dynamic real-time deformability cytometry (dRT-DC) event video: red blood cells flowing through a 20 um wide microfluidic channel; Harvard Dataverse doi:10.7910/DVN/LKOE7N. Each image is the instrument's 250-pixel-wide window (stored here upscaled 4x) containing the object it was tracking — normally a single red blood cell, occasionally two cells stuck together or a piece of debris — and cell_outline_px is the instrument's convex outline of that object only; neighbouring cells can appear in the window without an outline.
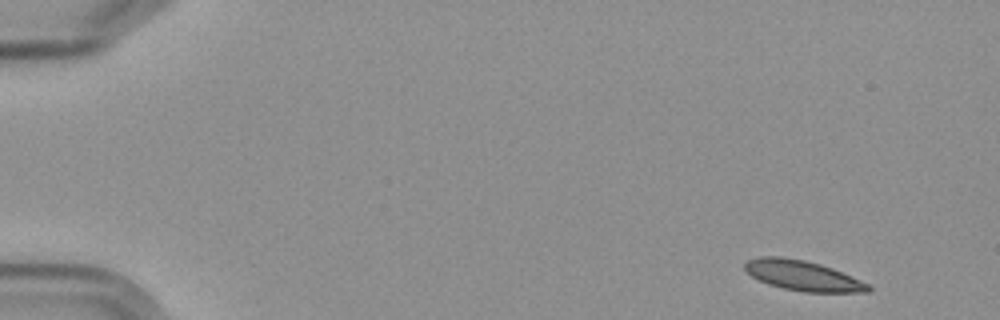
{"species": "Egyptian fruit bat (a non-hibernating species)", "species_latin": "Rousettus aegyptiacus", "temperature_condition": "cold", "stored_images_in_passage": 6, "camera_frame_rate_fps": 3000, "um_per_image_px": 0.085, "frame": {"image": 1, "passage_image": 1, "time_ms": 0.0, "image_size_px": [1000, 320], "cell_outline_px": [[872, 288], [868, 292], [804, 292], [784, 288], [768, 284], [752, 276], [744, 268], [744, 264], [748, 260], [760, 256], [780, 256], [804, 260], [820, 264], [832, 268], [868, 284]], "centroid_in_image_um": [68.21, 23.42], "position_along_channel_um": 16.8, "area_um2": 21.39}}
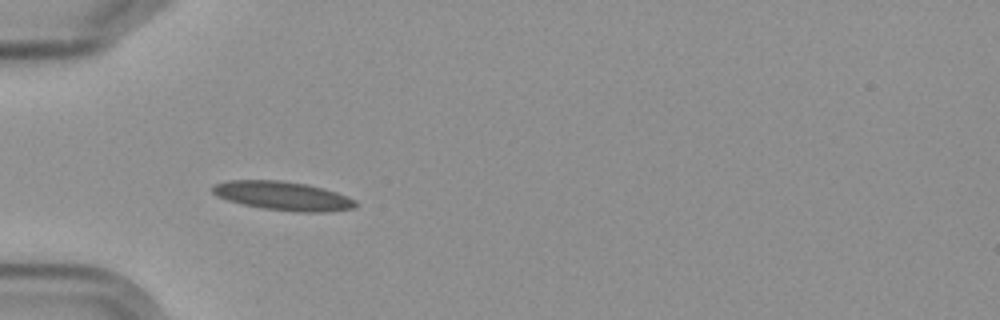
{"frame": {"image": 2, "passage_image": 5, "time_ms": 4.667, "image_size_px": [1000, 320], "cell_outline_px": [[356, 208], [328, 212], [296, 212], [264, 208], [244, 204], [228, 200], [216, 196], [212, 192], [212, 184], [228, 180], [280, 180], [308, 184], [324, 188], [336, 192], [356, 200]], "centroid_in_image_um": [24.05, 16.64], "position_along_channel_um": 60.9, "area_um2": 24.16}}
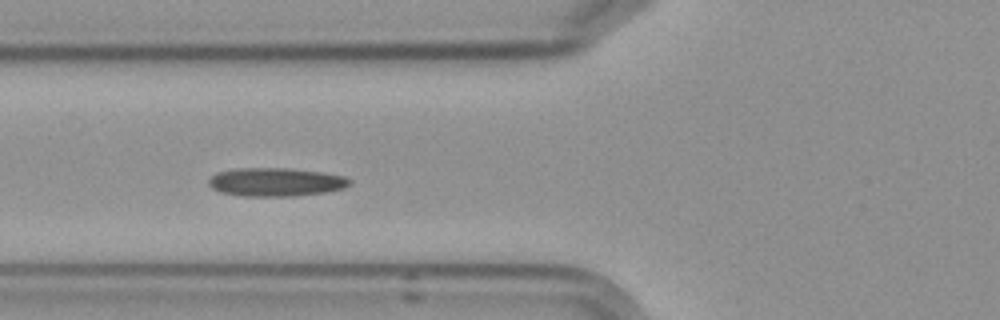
{"frame": {"image": 3, "passage_image": 6, "time_ms": 6.0, "image_size_px": [1000, 320], "cell_outline_px": [[352, 184], [344, 188], [328, 192], [292, 196], [244, 196], [220, 192], [212, 188], [208, 184], [208, 180], [216, 172], [236, 168], [288, 168], [320, 172], [344, 176], [352, 180]], "centroid_in_image_um": [23.45, 15.47], "position_along_channel_um": 102.4, "area_um2": 23.52}}